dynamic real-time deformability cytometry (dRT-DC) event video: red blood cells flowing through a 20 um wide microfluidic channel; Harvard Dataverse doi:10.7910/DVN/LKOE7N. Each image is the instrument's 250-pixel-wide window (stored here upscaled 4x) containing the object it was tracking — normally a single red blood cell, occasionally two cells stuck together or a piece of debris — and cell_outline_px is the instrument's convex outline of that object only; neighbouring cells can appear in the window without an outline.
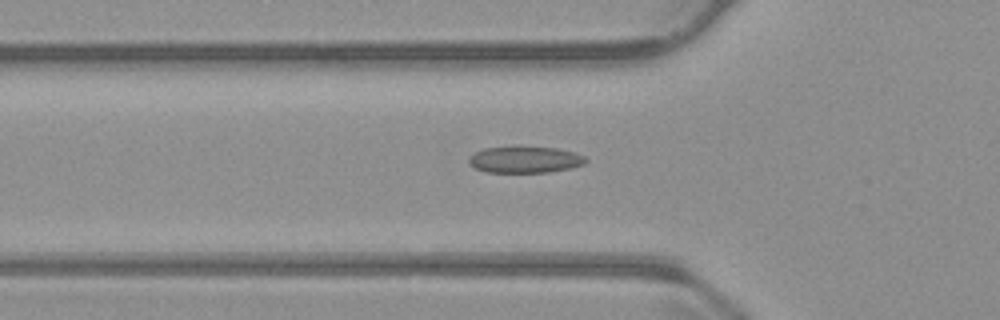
{"species": "common noctule bat (a hibernating species)", "species_latin": "Nyctalus noctula", "temperature_condition": "warm", "stored_images_in_passage": 46, "camera_frame_rate_fps": 3000, "um_per_image_px": 0.085, "animal": {"sex": "male", "body_mass_g": 23.1, "forearm_length_mm": 52.7}, "frame": {"image": 1, "passage_image": 17, "time_ms": 5.333, "image_size_px": [1000, 320], "cell_outline_px": [[588, 160], [584, 164], [572, 168], [548, 172], [484, 172], [468, 164], [468, 156], [484, 148], [516, 144], [520, 144], [556, 148], [572, 152], [584, 156]], "centroid_in_image_um": [44.58, 13.53], "position_along_channel_um": 81.2, "area_um2": 18.79}}
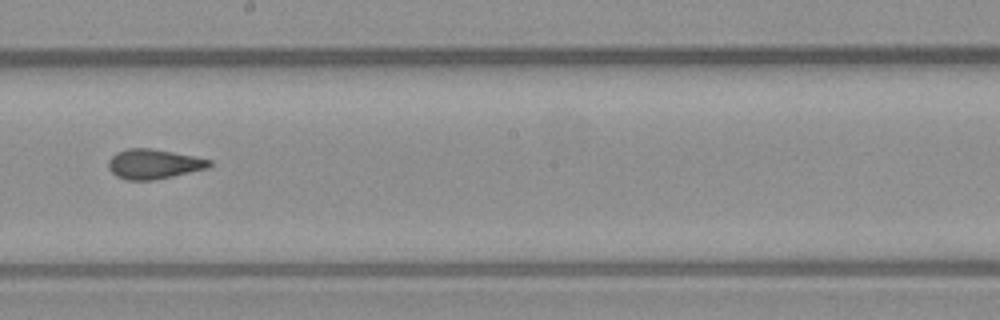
{"frame": {"image": 2, "passage_image": 29, "time_ms": 9.333, "image_size_px": [1000, 320], "cell_outline_px": [[212, 164], [208, 168], [172, 176], [152, 180], [128, 180], [116, 176], [108, 168], [108, 160], [116, 152], [128, 148], [152, 148], [212, 160]], "centroid_in_image_um": [13.04, 13.94], "position_along_channel_um": 235.2, "area_um2": 17.4}}
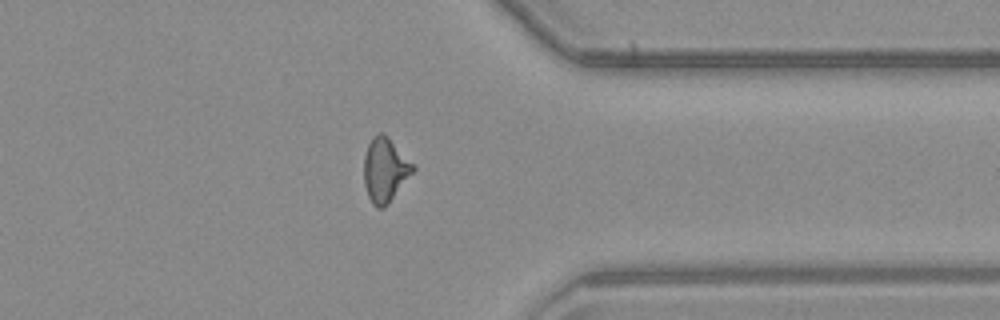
{"frame": {"image": 3, "passage_image": 41, "time_ms": 13.333, "image_size_px": [1000, 320], "cell_outline_px": [[416, 168], [388, 204], [384, 208], [376, 208], [372, 204], [368, 196], [364, 184], [364, 156], [368, 144], [372, 136], [380, 132], [384, 132], [416, 164]], "centroid_in_image_um": [32.74, 14.41], "position_along_channel_um": 378.7, "area_um2": 18.67}, "authors_computed_cell_mechanics": {"area_um2": 17.6868, "velocity_mm_per_s": 3.82, "shape_relaxation_time_tau1_ms": 9.5459, "shape_relaxation_time_tau2_ms": 1.2472, "deformation_change_tau1": 0.2198, "deformation_change_tau2": 0.079}}